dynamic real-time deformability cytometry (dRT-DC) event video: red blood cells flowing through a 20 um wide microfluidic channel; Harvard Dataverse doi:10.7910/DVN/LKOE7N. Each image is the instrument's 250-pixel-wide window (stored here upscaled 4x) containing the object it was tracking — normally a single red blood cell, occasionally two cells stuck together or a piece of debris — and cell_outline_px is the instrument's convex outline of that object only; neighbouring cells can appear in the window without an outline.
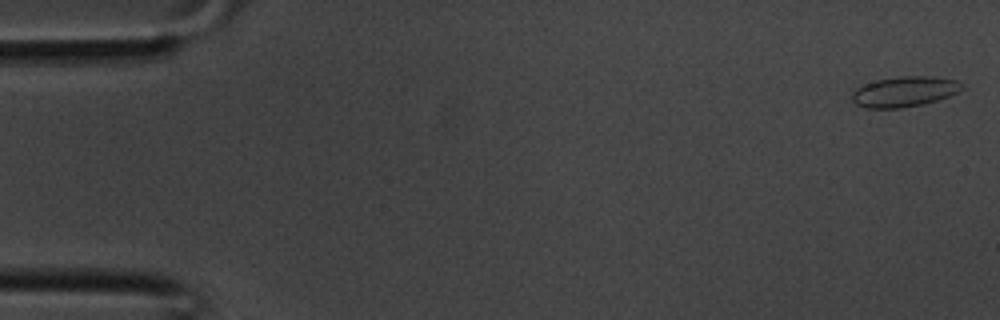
{"species": "common noctule bat (a hibernating species)", "species_latin": "Nyctalus noctula", "temperature_condition": "room temperature", "stored_images_in_passage": 37, "camera_frame_rate_fps": 3000, "um_per_image_px": 0.085, "animal": {"sex": "male", "body_mass_g": 20.1, "forearm_length_mm": 53.5}, "frame": {"image": 1, "passage_image": 1, "time_ms": 0.0, "image_size_px": [1000, 320], "cell_outline_px": [[964, 88], [948, 96], [924, 104], [900, 108], [864, 108], [856, 104], [852, 100], [852, 92], [856, 88], [864, 84], [876, 80], [900, 76], [932, 76], [956, 80], [964, 84]], "centroid_in_image_um": [76.86, 7.78], "position_along_channel_um": 8.1, "area_um2": 19.48}}
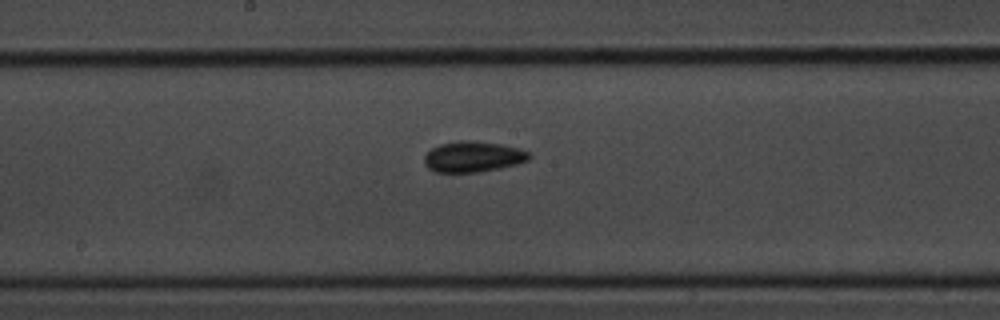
{"frame": {"image": 2, "passage_image": 19, "time_ms": 6.0, "image_size_px": [1000, 320], "cell_outline_px": [[532, 156], [528, 160], [516, 164], [500, 168], [480, 172], [436, 172], [428, 168], [424, 164], [424, 156], [432, 148], [440, 144], [456, 140], [468, 140], [500, 144], [520, 148], [528, 152]], "centroid_in_image_um": [40.2, 13.32], "position_along_channel_um": 208.0, "area_um2": 18.84}}
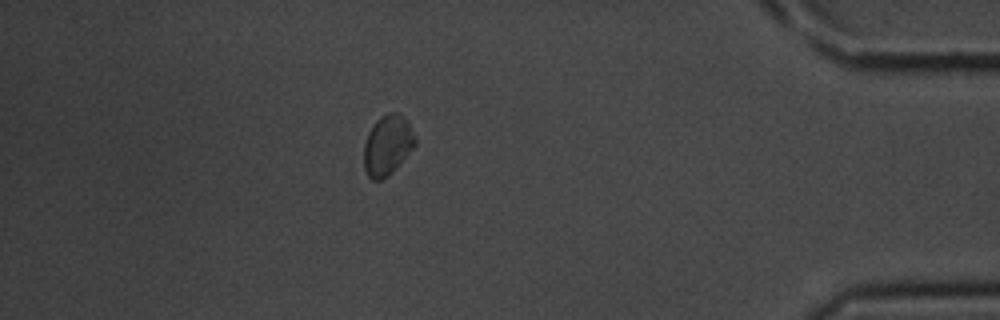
{"frame": {"image": 3, "passage_image": 32, "time_ms": 10.333, "image_size_px": [1000, 320], "cell_outline_px": [[416, 144], [392, 172], [388, 176], [380, 180], [372, 180], [368, 176], [364, 168], [364, 144], [368, 132], [376, 120], [380, 116], [388, 112], [396, 112], [404, 116], [416, 136]], "centroid_in_image_um": [32.93, 12.32], "position_along_channel_um": 402.3, "area_um2": 17.98}}